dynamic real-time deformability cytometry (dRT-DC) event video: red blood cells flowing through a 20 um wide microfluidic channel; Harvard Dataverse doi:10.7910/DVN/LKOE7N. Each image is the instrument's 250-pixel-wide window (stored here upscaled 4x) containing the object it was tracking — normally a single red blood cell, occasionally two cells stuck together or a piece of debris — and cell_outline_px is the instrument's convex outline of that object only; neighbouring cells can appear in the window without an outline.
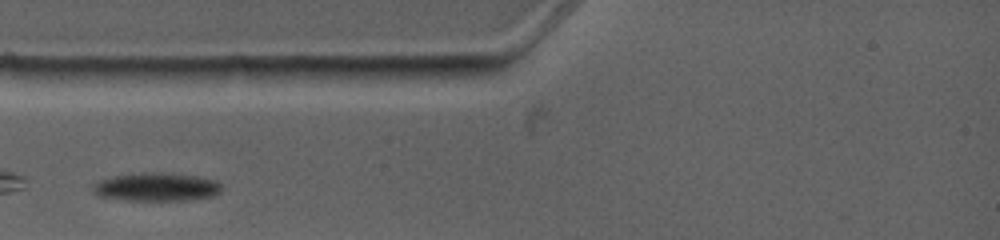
{"species": "common noctule bat (a hibernating species)", "species_latin": "Nyctalus noctula", "temperature_condition": "warm", "stored_images_in_passage": 5, "camera_frame_rate_fps": 4500, "um_per_image_px": 0.085, "animal": {"sex": "female", "body_mass_g": 19.0, "forearm_length_mm": 53.3}, "frame": {"image": 1, "passage_image": 1, "time_ms": 0.0, "image_size_px": [1000, 240], "cell_outline_px": [[224, 188], [220, 192], [212, 196], [188, 200], [124, 200], [100, 196], [92, 188], [92, 184], [100, 180], [112, 176], [140, 172], [160, 172], [196, 176], [216, 180]], "centroid_in_image_um": [13.31, 15.88], "position_along_channel_um": 71.7, "area_um2": 21.33}}
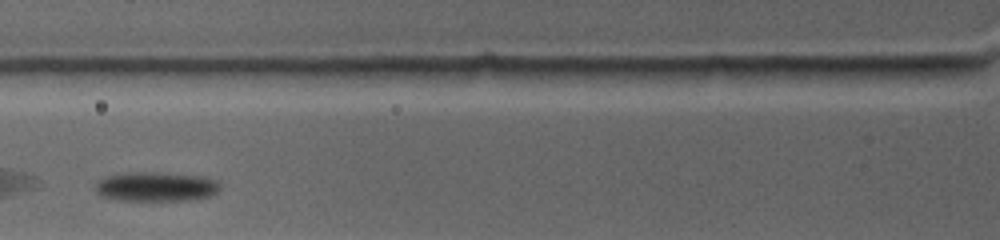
{"frame": {"image": 2, "passage_image": 2, "time_ms": 1.111, "image_size_px": [1000, 240], "cell_outline_px": [[220, 188], [212, 196], [184, 200], [120, 200], [100, 196], [96, 192], [96, 180], [104, 176], [116, 172], [156, 172], [204, 176], [220, 184]], "centroid_in_image_um": [13.18, 15.84], "position_along_channel_um": 112.6, "area_um2": 21.62}}
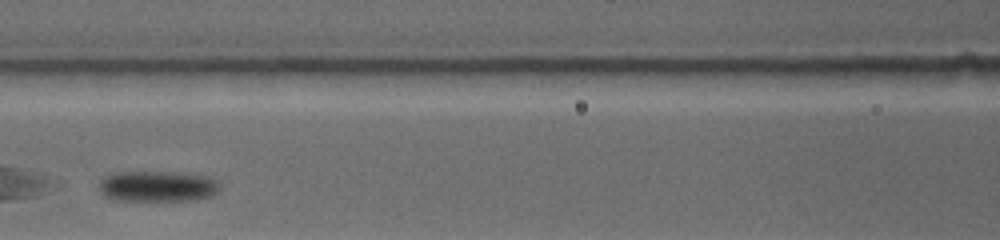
{"frame": {"image": 3, "passage_image": 3, "time_ms": 2.222, "image_size_px": [1000, 240], "cell_outline_px": [[220, 188], [212, 196], [196, 200], [112, 200], [104, 196], [100, 192], [100, 180], [104, 176], [112, 172], [172, 172], [208, 176], [216, 180], [220, 184]], "centroid_in_image_um": [13.37, 15.83], "position_along_channel_um": 153.2, "area_um2": 21.85}}